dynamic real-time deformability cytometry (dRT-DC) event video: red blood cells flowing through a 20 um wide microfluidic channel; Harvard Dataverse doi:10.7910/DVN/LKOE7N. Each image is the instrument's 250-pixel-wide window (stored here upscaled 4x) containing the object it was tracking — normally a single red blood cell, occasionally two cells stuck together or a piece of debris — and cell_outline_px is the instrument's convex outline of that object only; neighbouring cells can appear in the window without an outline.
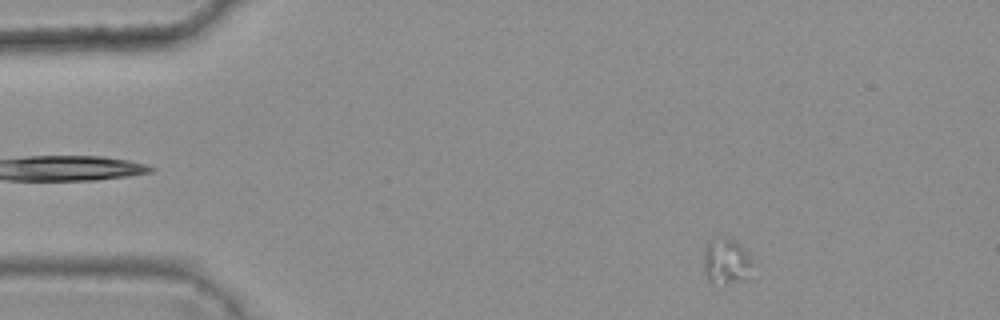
{"species": "common noctule bat (a hibernating species)", "species_latin": "Nyctalus noctula", "temperature_condition": "warm", "stored_images_in_passage": 3, "camera_frame_rate_fps": 3000, "um_per_image_px": 0.085, "animal": {"sex": "female", "body_mass_g": 25.1}, "frame": {"image": 1, "passage_image": 1, "time_ms": 0.0, "image_size_px": [1000, 320], "cell_outline_px": [[756, 264], [740, 280], [708, 280], [704, 272], [704, 248], [708, 244], [728, 236], [736, 240]], "centroid_in_image_um": [61.75, 22.14], "position_along_channel_um": 23.3, "area_um2": 12.2}}